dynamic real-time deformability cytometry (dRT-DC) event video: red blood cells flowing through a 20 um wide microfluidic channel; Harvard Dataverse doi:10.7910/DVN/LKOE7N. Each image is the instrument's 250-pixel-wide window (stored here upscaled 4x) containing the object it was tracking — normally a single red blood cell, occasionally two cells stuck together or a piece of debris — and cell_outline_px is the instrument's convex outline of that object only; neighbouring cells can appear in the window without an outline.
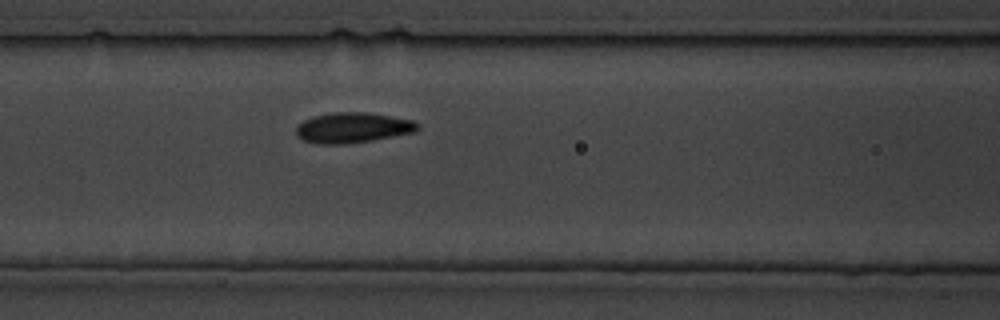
{"species": "common noctule bat (a hibernating species)", "species_latin": "Nyctalus noctula", "temperature_condition": "cold", "stored_images_in_passage": 11, "camera_frame_rate_fps": 3000, "um_per_image_px": 0.085, "animal": {"sex": "male", "body_mass_g": 19.5, "forearm_length_mm": 54.6}, "frame": {"image": 1, "passage_image": 4, "time_ms": 4.333, "image_size_px": [1000, 320], "cell_outline_px": [[420, 128], [416, 132], [372, 140], [344, 144], [320, 144], [304, 140], [296, 136], [296, 128], [304, 120], [312, 116], [332, 112], [364, 112], [412, 120], [420, 124]], "centroid_in_image_um": [29.98, 10.85], "position_along_channel_um": 136.6, "area_um2": 21.44}}
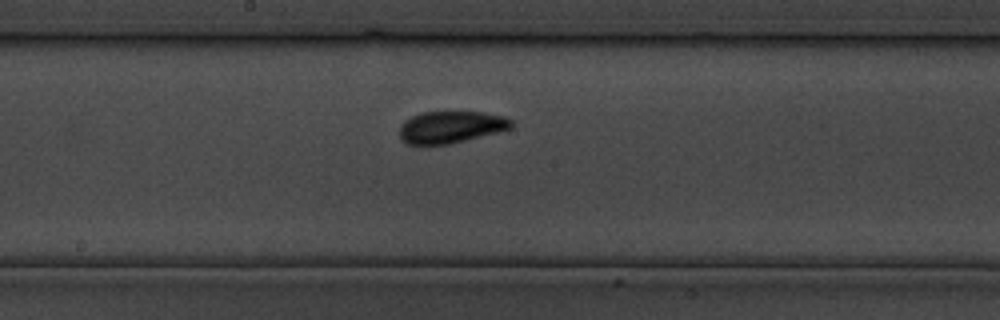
{"frame": {"image": 2, "passage_image": 8, "time_ms": 9.0, "image_size_px": [1000, 320], "cell_outline_px": [[512, 128], [448, 144], [408, 144], [400, 140], [400, 124], [404, 120], [420, 112], [480, 112], [504, 116], [512, 120]], "centroid_in_image_um": [38.28, 10.79], "position_along_channel_um": 209.9, "area_um2": 20.63}}
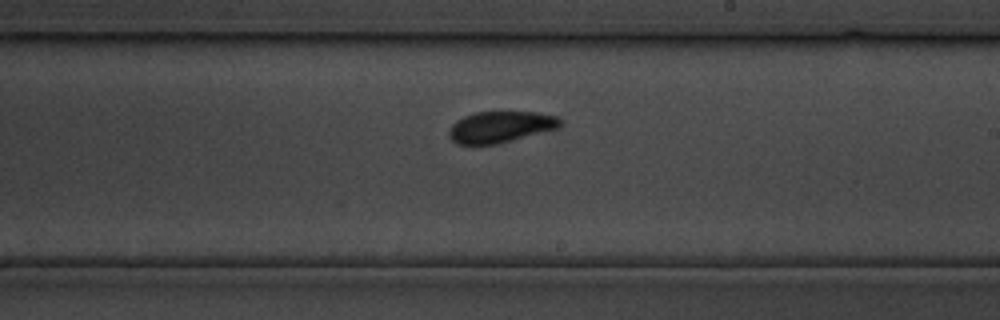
{"frame": {"image": 3, "passage_image": 10, "time_ms": 11.333, "image_size_px": [1000, 320], "cell_outline_px": [[564, 120], [560, 128], [500, 144], [456, 144], [448, 136], [448, 132], [452, 124], [456, 120], [464, 116], [476, 112], [536, 112], [556, 116]], "centroid_in_image_um": [42.58, 10.79], "position_along_channel_um": 246.4, "area_um2": 20.63}}